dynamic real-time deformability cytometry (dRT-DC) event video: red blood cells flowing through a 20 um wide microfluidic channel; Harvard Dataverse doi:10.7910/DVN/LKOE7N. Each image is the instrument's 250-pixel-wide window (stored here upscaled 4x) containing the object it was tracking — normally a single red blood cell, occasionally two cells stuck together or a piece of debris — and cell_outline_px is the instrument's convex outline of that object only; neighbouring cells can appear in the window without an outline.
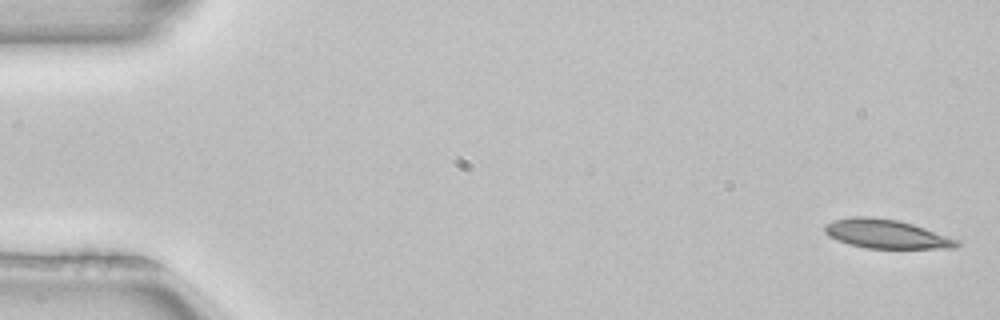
{"species": "common noctule bat (a hibernating species)", "species_latin": "Nyctalus noctula", "temperature_condition": "room temperature", "stored_images_in_passage": 4, "camera_frame_rate_fps": 3000, "um_per_image_px": 0.085, "animal": {"sex": "female", "body_mass_g": 22.7, "forearm_length_mm": 54.2}, "frame": {"image": 1, "passage_image": 1, "time_ms": 0.0, "image_size_px": [1000, 320], "cell_outline_px": [[964, 240], [956, 248], [868, 248], [848, 244], [828, 236], [824, 232], [824, 224], [832, 220], [852, 216], [868, 216], [900, 220]], "centroid_in_image_um": [75.38, 19.88], "position_along_channel_um": 9.6, "area_um2": 22.72}}
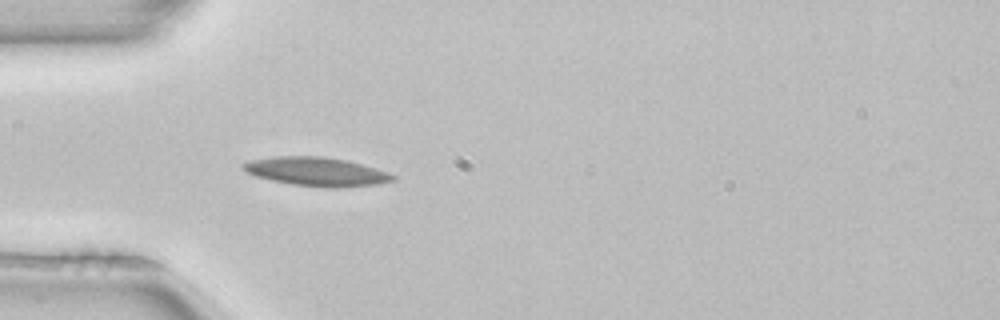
{"frame": {"image": 2, "passage_image": 4, "time_ms": 1.0, "image_size_px": [1000, 320], "cell_outline_px": [[396, 180], [380, 184], [340, 188], [328, 188], [292, 184], [272, 180], [256, 176], [248, 172], [240, 164], [248, 160], [272, 156], [324, 156], [348, 160], [388, 172], [396, 176]], "centroid_in_image_um": [26.93, 14.58], "position_along_channel_um": 58.1, "area_um2": 25.32}}